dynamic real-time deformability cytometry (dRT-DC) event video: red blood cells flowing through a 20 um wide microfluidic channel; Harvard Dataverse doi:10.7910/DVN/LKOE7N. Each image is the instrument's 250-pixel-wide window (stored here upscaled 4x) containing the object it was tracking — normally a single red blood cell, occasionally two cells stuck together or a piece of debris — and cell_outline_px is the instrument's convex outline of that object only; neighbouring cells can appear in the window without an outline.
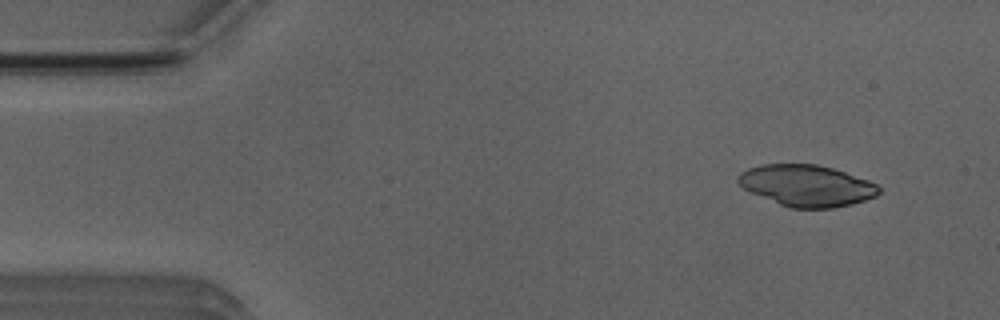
{"species": "Egyptian fruit bat (a non-hibernating species)", "species_latin": "Rousettus aegyptiacus", "temperature_condition": "room temperature", "stored_images_in_passage": 4, "camera_frame_rate_fps": 3000, "um_per_image_px": 0.085, "animal": {"sex": "male"}, "frame": {"image": 1, "passage_image": 1, "time_ms": 0.0, "image_size_px": [1000, 320], "cell_outline_px": [[880, 192], [876, 196], [852, 204], [832, 208], [792, 208], [780, 204], [752, 192], [744, 188], [736, 180], [736, 176], [740, 172], [748, 168], [760, 164], [816, 164], [832, 168], [868, 180], [876, 184], [880, 188]], "centroid_in_image_um": [68.56, 15.77], "position_along_channel_um": 16.4, "area_um2": 33.76}}